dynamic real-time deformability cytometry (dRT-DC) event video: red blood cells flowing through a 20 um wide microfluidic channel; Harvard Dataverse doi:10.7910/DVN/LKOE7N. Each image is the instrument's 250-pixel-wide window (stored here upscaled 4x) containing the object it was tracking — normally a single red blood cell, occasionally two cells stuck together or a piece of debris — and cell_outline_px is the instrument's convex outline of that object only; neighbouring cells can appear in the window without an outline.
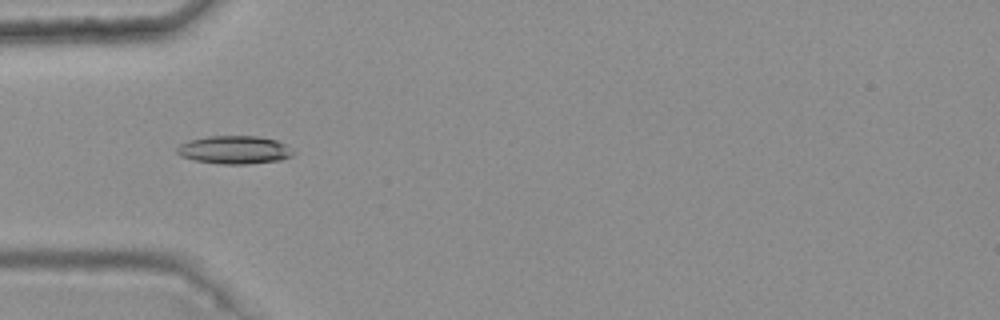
{"species": "common noctule bat (a hibernating species)", "species_latin": "Nyctalus noctula", "temperature_condition": "warm", "stored_images_in_passage": 5, "camera_frame_rate_fps": 3000, "um_per_image_px": 0.085, "animal": {"sex": "female", "body_mass_g": 25.1}, "frame": {"image": 1, "passage_image": 4, "time_ms": 1.0, "image_size_px": [1000, 320], "cell_outline_px": [[296, 152], [292, 156], [280, 160], [248, 164], [220, 164], [196, 160], [180, 156], [176, 152], [176, 148], [180, 144], [188, 140], [208, 136], [256, 136], [276, 140], [288, 144]], "centroid_in_image_um": [19.96, 12.73], "position_along_channel_um": 65.0, "area_um2": 19.25}}
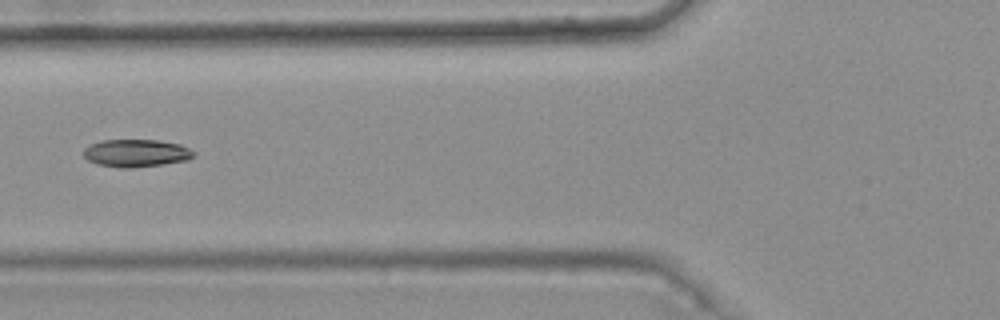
{"frame": {"image": 2, "passage_image": 5, "time_ms": 1.333, "image_size_px": [1000, 320], "cell_outline_px": [[196, 152], [188, 160], [160, 164], [128, 168], [120, 168], [100, 164], [88, 160], [84, 156], [84, 148], [100, 140], [160, 140], [180, 144]], "centroid_in_image_um": [11.58, 13.0], "position_along_channel_um": 114.2, "area_um2": 17.51}}